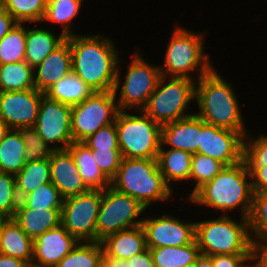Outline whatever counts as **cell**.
Here are the masks:
<instances>
[{"mask_svg":"<svg viewBox=\"0 0 267 267\" xmlns=\"http://www.w3.org/2000/svg\"><path fill=\"white\" fill-rule=\"evenodd\" d=\"M77 35L66 37L72 53V71L95 92L117 91L121 86L119 58L108 37Z\"/></svg>","mask_w":267,"mask_h":267,"instance_id":"cell-1","label":"cell"},{"mask_svg":"<svg viewBox=\"0 0 267 267\" xmlns=\"http://www.w3.org/2000/svg\"><path fill=\"white\" fill-rule=\"evenodd\" d=\"M196 101L205 123L239 132L247 139L239 103L232 86L213 68L196 81Z\"/></svg>","mask_w":267,"mask_h":267,"instance_id":"cell-2","label":"cell"},{"mask_svg":"<svg viewBox=\"0 0 267 267\" xmlns=\"http://www.w3.org/2000/svg\"><path fill=\"white\" fill-rule=\"evenodd\" d=\"M249 167L245 160L233 166H226L210 182L201 187L190 199L192 203L217 210H235L241 207L243 218H249L253 189ZM227 210V211H226Z\"/></svg>","mask_w":267,"mask_h":267,"instance_id":"cell-3","label":"cell"},{"mask_svg":"<svg viewBox=\"0 0 267 267\" xmlns=\"http://www.w3.org/2000/svg\"><path fill=\"white\" fill-rule=\"evenodd\" d=\"M110 186L135 198L145 209L155 201L169 199L172 193L157 159L123 158Z\"/></svg>","mask_w":267,"mask_h":267,"instance_id":"cell-4","label":"cell"},{"mask_svg":"<svg viewBox=\"0 0 267 267\" xmlns=\"http://www.w3.org/2000/svg\"><path fill=\"white\" fill-rule=\"evenodd\" d=\"M234 221L229 215L217 219L195 222V240L200 254L213 256L221 254H253L248 218Z\"/></svg>","mask_w":267,"mask_h":267,"instance_id":"cell-5","label":"cell"},{"mask_svg":"<svg viewBox=\"0 0 267 267\" xmlns=\"http://www.w3.org/2000/svg\"><path fill=\"white\" fill-rule=\"evenodd\" d=\"M203 35L175 26L172 37L166 49L164 66L160 67L161 75L169 77H186L195 80L191 72L200 70V79L208 74L213 66L209 63V55H205ZM200 67L199 69H196Z\"/></svg>","mask_w":267,"mask_h":267,"instance_id":"cell-6","label":"cell"},{"mask_svg":"<svg viewBox=\"0 0 267 267\" xmlns=\"http://www.w3.org/2000/svg\"><path fill=\"white\" fill-rule=\"evenodd\" d=\"M118 145L123 158L157 159L161 128L140 110V116L119 110L115 118Z\"/></svg>","mask_w":267,"mask_h":267,"instance_id":"cell-7","label":"cell"},{"mask_svg":"<svg viewBox=\"0 0 267 267\" xmlns=\"http://www.w3.org/2000/svg\"><path fill=\"white\" fill-rule=\"evenodd\" d=\"M161 76L155 91L150 95L141 111L161 126L187 118V105L196 97V80L186 77Z\"/></svg>","mask_w":267,"mask_h":267,"instance_id":"cell-8","label":"cell"},{"mask_svg":"<svg viewBox=\"0 0 267 267\" xmlns=\"http://www.w3.org/2000/svg\"><path fill=\"white\" fill-rule=\"evenodd\" d=\"M145 208L133 197L111 186L101 191V205L96 223V242L108 235L142 225L136 220Z\"/></svg>","mask_w":267,"mask_h":267,"instance_id":"cell-9","label":"cell"},{"mask_svg":"<svg viewBox=\"0 0 267 267\" xmlns=\"http://www.w3.org/2000/svg\"><path fill=\"white\" fill-rule=\"evenodd\" d=\"M119 109L113 91L95 92L72 106L71 132L73 142H83L100 128L115 122Z\"/></svg>","mask_w":267,"mask_h":267,"instance_id":"cell-10","label":"cell"},{"mask_svg":"<svg viewBox=\"0 0 267 267\" xmlns=\"http://www.w3.org/2000/svg\"><path fill=\"white\" fill-rule=\"evenodd\" d=\"M101 205V190L65 198L61 225L78 241H96V223Z\"/></svg>","mask_w":267,"mask_h":267,"instance_id":"cell-11","label":"cell"},{"mask_svg":"<svg viewBox=\"0 0 267 267\" xmlns=\"http://www.w3.org/2000/svg\"><path fill=\"white\" fill-rule=\"evenodd\" d=\"M161 76L158 66L148 64L137 53L129 64L125 81L122 83L117 101L118 109L127 110L138 107L141 110L155 91Z\"/></svg>","mask_w":267,"mask_h":267,"instance_id":"cell-12","label":"cell"},{"mask_svg":"<svg viewBox=\"0 0 267 267\" xmlns=\"http://www.w3.org/2000/svg\"><path fill=\"white\" fill-rule=\"evenodd\" d=\"M71 110V106L50 99L46 94L41 97L39 113L33 128L45 143L54 145V150L67 149L73 143ZM58 142L63 145L56 146Z\"/></svg>","mask_w":267,"mask_h":267,"instance_id":"cell-13","label":"cell"},{"mask_svg":"<svg viewBox=\"0 0 267 267\" xmlns=\"http://www.w3.org/2000/svg\"><path fill=\"white\" fill-rule=\"evenodd\" d=\"M199 154L233 166L244 160V137L236 131L207 124L201 119Z\"/></svg>","mask_w":267,"mask_h":267,"instance_id":"cell-14","label":"cell"},{"mask_svg":"<svg viewBox=\"0 0 267 267\" xmlns=\"http://www.w3.org/2000/svg\"><path fill=\"white\" fill-rule=\"evenodd\" d=\"M44 94L36 88L0 91V118L10 129L34 127Z\"/></svg>","mask_w":267,"mask_h":267,"instance_id":"cell-15","label":"cell"},{"mask_svg":"<svg viewBox=\"0 0 267 267\" xmlns=\"http://www.w3.org/2000/svg\"><path fill=\"white\" fill-rule=\"evenodd\" d=\"M182 222L166 214L159 218H144L142 227L147 248L176 247L192 243L195 240V222Z\"/></svg>","mask_w":267,"mask_h":267,"instance_id":"cell-16","label":"cell"},{"mask_svg":"<svg viewBox=\"0 0 267 267\" xmlns=\"http://www.w3.org/2000/svg\"><path fill=\"white\" fill-rule=\"evenodd\" d=\"M78 241L60 224L33 240L32 265L55 267Z\"/></svg>","mask_w":267,"mask_h":267,"instance_id":"cell-17","label":"cell"},{"mask_svg":"<svg viewBox=\"0 0 267 267\" xmlns=\"http://www.w3.org/2000/svg\"><path fill=\"white\" fill-rule=\"evenodd\" d=\"M49 164L51 182L64 199L90 191L81 178L75 160L68 149L54 150L50 155Z\"/></svg>","mask_w":267,"mask_h":267,"instance_id":"cell-18","label":"cell"},{"mask_svg":"<svg viewBox=\"0 0 267 267\" xmlns=\"http://www.w3.org/2000/svg\"><path fill=\"white\" fill-rule=\"evenodd\" d=\"M201 118L193 114L187 118L167 123L161 128V145H171L191 154L200 146Z\"/></svg>","mask_w":267,"mask_h":267,"instance_id":"cell-19","label":"cell"},{"mask_svg":"<svg viewBox=\"0 0 267 267\" xmlns=\"http://www.w3.org/2000/svg\"><path fill=\"white\" fill-rule=\"evenodd\" d=\"M35 88L45 93L55 82L72 71L70 44L65 40L34 68Z\"/></svg>","mask_w":267,"mask_h":267,"instance_id":"cell-20","label":"cell"},{"mask_svg":"<svg viewBox=\"0 0 267 267\" xmlns=\"http://www.w3.org/2000/svg\"><path fill=\"white\" fill-rule=\"evenodd\" d=\"M13 219L32 240H35L61 224V208H28L20 201Z\"/></svg>","mask_w":267,"mask_h":267,"instance_id":"cell-21","label":"cell"},{"mask_svg":"<svg viewBox=\"0 0 267 267\" xmlns=\"http://www.w3.org/2000/svg\"><path fill=\"white\" fill-rule=\"evenodd\" d=\"M105 258L127 260L146 248V235L142 225L108 235L100 241Z\"/></svg>","mask_w":267,"mask_h":267,"instance_id":"cell-22","label":"cell"},{"mask_svg":"<svg viewBox=\"0 0 267 267\" xmlns=\"http://www.w3.org/2000/svg\"><path fill=\"white\" fill-rule=\"evenodd\" d=\"M0 253L26 261L32 265L33 240L13 218H6L0 226Z\"/></svg>","mask_w":267,"mask_h":267,"instance_id":"cell-23","label":"cell"},{"mask_svg":"<svg viewBox=\"0 0 267 267\" xmlns=\"http://www.w3.org/2000/svg\"><path fill=\"white\" fill-rule=\"evenodd\" d=\"M76 163L81 178L90 190L103 191L111 184V180L97 166L91 149L83 142H73L67 148Z\"/></svg>","mask_w":267,"mask_h":267,"instance_id":"cell-24","label":"cell"},{"mask_svg":"<svg viewBox=\"0 0 267 267\" xmlns=\"http://www.w3.org/2000/svg\"><path fill=\"white\" fill-rule=\"evenodd\" d=\"M95 91L73 71L55 82L45 94L53 100L74 106L91 97Z\"/></svg>","mask_w":267,"mask_h":267,"instance_id":"cell-25","label":"cell"},{"mask_svg":"<svg viewBox=\"0 0 267 267\" xmlns=\"http://www.w3.org/2000/svg\"><path fill=\"white\" fill-rule=\"evenodd\" d=\"M65 40L66 37L62 33L56 37L44 28L26 29L25 61L34 68Z\"/></svg>","mask_w":267,"mask_h":267,"instance_id":"cell-26","label":"cell"},{"mask_svg":"<svg viewBox=\"0 0 267 267\" xmlns=\"http://www.w3.org/2000/svg\"><path fill=\"white\" fill-rule=\"evenodd\" d=\"M193 154L179 150H165L162 145L157 156L158 167L165 183L171 188L170 181L190 179Z\"/></svg>","mask_w":267,"mask_h":267,"instance_id":"cell-27","label":"cell"},{"mask_svg":"<svg viewBox=\"0 0 267 267\" xmlns=\"http://www.w3.org/2000/svg\"><path fill=\"white\" fill-rule=\"evenodd\" d=\"M16 192L19 200L40 186L51 182L49 159L29 161L15 175Z\"/></svg>","mask_w":267,"mask_h":267,"instance_id":"cell-28","label":"cell"},{"mask_svg":"<svg viewBox=\"0 0 267 267\" xmlns=\"http://www.w3.org/2000/svg\"><path fill=\"white\" fill-rule=\"evenodd\" d=\"M155 267H185L200 255L196 240L184 246L149 248Z\"/></svg>","mask_w":267,"mask_h":267,"instance_id":"cell-29","label":"cell"},{"mask_svg":"<svg viewBox=\"0 0 267 267\" xmlns=\"http://www.w3.org/2000/svg\"><path fill=\"white\" fill-rule=\"evenodd\" d=\"M34 88V70L25 60L0 64V91H23Z\"/></svg>","mask_w":267,"mask_h":267,"instance_id":"cell-30","label":"cell"},{"mask_svg":"<svg viewBox=\"0 0 267 267\" xmlns=\"http://www.w3.org/2000/svg\"><path fill=\"white\" fill-rule=\"evenodd\" d=\"M24 141L18 130L10 129L0 143V172L16 175L25 165Z\"/></svg>","mask_w":267,"mask_h":267,"instance_id":"cell-31","label":"cell"},{"mask_svg":"<svg viewBox=\"0 0 267 267\" xmlns=\"http://www.w3.org/2000/svg\"><path fill=\"white\" fill-rule=\"evenodd\" d=\"M102 257L103 248L100 242H78L55 267H96Z\"/></svg>","mask_w":267,"mask_h":267,"instance_id":"cell-32","label":"cell"},{"mask_svg":"<svg viewBox=\"0 0 267 267\" xmlns=\"http://www.w3.org/2000/svg\"><path fill=\"white\" fill-rule=\"evenodd\" d=\"M26 28L17 23L0 41V64L25 60Z\"/></svg>","mask_w":267,"mask_h":267,"instance_id":"cell-33","label":"cell"},{"mask_svg":"<svg viewBox=\"0 0 267 267\" xmlns=\"http://www.w3.org/2000/svg\"><path fill=\"white\" fill-rule=\"evenodd\" d=\"M83 0H58L47 1L46 11L43 21L62 23V34L65 37L72 36L70 30L72 19L76 17Z\"/></svg>","mask_w":267,"mask_h":267,"instance_id":"cell-34","label":"cell"},{"mask_svg":"<svg viewBox=\"0 0 267 267\" xmlns=\"http://www.w3.org/2000/svg\"><path fill=\"white\" fill-rule=\"evenodd\" d=\"M226 166L219 160L204 154H193L191 160L190 179H195V187L189 194L190 199L201 187L210 182Z\"/></svg>","mask_w":267,"mask_h":267,"instance_id":"cell-35","label":"cell"},{"mask_svg":"<svg viewBox=\"0 0 267 267\" xmlns=\"http://www.w3.org/2000/svg\"><path fill=\"white\" fill-rule=\"evenodd\" d=\"M47 0H4V9L18 23L43 22Z\"/></svg>","mask_w":267,"mask_h":267,"instance_id":"cell-36","label":"cell"},{"mask_svg":"<svg viewBox=\"0 0 267 267\" xmlns=\"http://www.w3.org/2000/svg\"><path fill=\"white\" fill-rule=\"evenodd\" d=\"M20 201L28 208L50 209L62 208L64 198L53 183L49 182L25 195Z\"/></svg>","mask_w":267,"mask_h":267,"instance_id":"cell-37","label":"cell"},{"mask_svg":"<svg viewBox=\"0 0 267 267\" xmlns=\"http://www.w3.org/2000/svg\"><path fill=\"white\" fill-rule=\"evenodd\" d=\"M17 130L26 147L23 151L25 162L50 158L54 151L53 147L45 143L33 127L18 128Z\"/></svg>","mask_w":267,"mask_h":267,"instance_id":"cell-38","label":"cell"},{"mask_svg":"<svg viewBox=\"0 0 267 267\" xmlns=\"http://www.w3.org/2000/svg\"><path fill=\"white\" fill-rule=\"evenodd\" d=\"M248 223L249 230L258 238L256 242L267 240V192L253 194Z\"/></svg>","mask_w":267,"mask_h":267,"instance_id":"cell-39","label":"cell"},{"mask_svg":"<svg viewBox=\"0 0 267 267\" xmlns=\"http://www.w3.org/2000/svg\"><path fill=\"white\" fill-rule=\"evenodd\" d=\"M19 202L15 175L0 172V216L13 218Z\"/></svg>","mask_w":267,"mask_h":267,"instance_id":"cell-40","label":"cell"},{"mask_svg":"<svg viewBox=\"0 0 267 267\" xmlns=\"http://www.w3.org/2000/svg\"><path fill=\"white\" fill-rule=\"evenodd\" d=\"M97 166L111 180L117 173L122 154L120 149H91Z\"/></svg>","mask_w":267,"mask_h":267,"instance_id":"cell-41","label":"cell"},{"mask_svg":"<svg viewBox=\"0 0 267 267\" xmlns=\"http://www.w3.org/2000/svg\"><path fill=\"white\" fill-rule=\"evenodd\" d=\"M90 149H120L115 122L100 128L83 141Z\"/></svg>","mask_w":267,"mask_h":267,"instance_id":"cell-42","label":"cell"},{"mask_svg":"<svg viewBox=\"0 0 267 267\" xmlns=\"http://www.w3.org/2000/svg\"><path fill=\"white\" fill-rule=\"evenodd\" d=\"M257 138L249 142L244 139V160L248 166H267V136Z\"/></svg>","mask_w":267,"mask_h":267,"instance_id":"cell-43","label":"cell"},{"mask_svg":"<svg viewBox=\"0 0 267 267\" xmlns=\"http://www.w3.org/2000/svg\"><path fill=\"white\" fill-rule=\"evenodd\" d=\"M113 267H155L149 248L127 260L119 258H106Z\"/></svg>","mask_w":267,"mask_h":267,"instance_id":"cell-44","label":"cell"},{"mask_svg":"<svg viewBox=\"0 0 267 267\" xmlns=\"http://www.w3.org/2000/svg\"><path fill=\"white\" fill-rule=\"evenodd\" d=\"M213 267H247L248 261H253V254H221L210 256Z\"/></svg>","mask_w":267,"mask_h":267,"instance_id":"cell-45","label":"cell"},{"mask_svg":"<svg viewBox=\"0 0 267 267\" xmlns=\"http://www.w3.org/2000/svg\"><path fill=\"white\" fill-rule=\"evenodd\" d=\"M254 193L267 192V166H248Z\"/></svg>","mask_w":267,"mask_h":267,"instance_id":"cell-46","label":"cell"},{"mask_svg":"<svg viewBox=\"0 0 267 267\" xmlns=\"http://www.w3.org/2000/svg\"><path fill=\"white\" fill-rule=\"evenodd\" d=\"M253 261L255 267H267V240L253 243Z\"/></svg>","mask_w":267,"mask_h":267,"instance_id":"cell-47","label":"cell"},{"mask_svg":"<svg viewBox=\"0 0 267 267\" xmlns=\"http://www.w3.org/2000/svg\"><path fill=\"white\" fill-rule=\"evenodd\" d=\"M17 23L15 18L5 9L0 11V41Z\"/></svg>","mask_w":267,"mask_h":267,"instance_id":"cell-48","label":"cell"},{"mask_svg":"<svg viewBox=\"0 0 267 267\" xmlns=\"http://www.w3.org/2000/svg\"><path fill=\"white\" fill-rule=\"evenodd\" d=\"M30 265L19 258L0 253V267H29Z\"/></svg>","mask_w":267,"mask_h":267,"instance_id":"cell-49","label":"cell"},{"mask_svg":"<svg viewBox=\"0 0 267 267\" xmlns=\"http://www.w3.org/2000/svg\"><path fill=\"white\" fill-rule=\"evenodd\" d=\"M195 267H213L212 258L210 256L200 254L196 258Z\"/></svg>","mask_w":267,"mask_h":267,"instance_id":"cell-50","label":"cell"},{"mask_svg":"<svg viewBox=\"0 0 267 267\" xmlns=\"http://www.w3.org/2000/svg\"><path fill=\"white\" fill-rule=\"evenodd\" d=\"M10 128L8 125L0 118V143L3 141L5 135L9 132Z\"/></svg>","mask_w":267,"mask_h":267,"instance_id":"cell-51","label":"cell"},{"mask_svg":"<svg viewBox=\"0 0 267 267\" xmlns=\"http://www.w3.org/2000/svg\"><path fill=\"white\" fill-rule=\"evenodd\" d=\"M96 267H113L112 264L103 256Z\"/></svg>","mask_w":267,"mask_h":267,"instance_id":"cell-52","label":"cell"},{"mask_svg":"<svg viewBox=\"0 0 267 267\" xmlns=\"http://www.w3.org/2000/svg\"><path fill=\"white\" fill-rule=\"evenodd\" d=\"M4 9V0H0V11Z\"/></svg>","mask_w":267,"mask_h":267,"instance_id":"cell-53","label":"cell"},{"mask_svg":"<svg viewBox=\"0 0 267 267\" xmlns=\"http://www.w3.org/2000/svg\"><path fill=\"white\" fill-rule=\"evenodd\" d=\"M4 219H5L4 217L0 216V226H1Z\"/></svg>","mask_w":267,"mask_h":267,"instance_id":"cell-54","label":"cell"},{"mask_svg":"<svg viewBox=\"0 0 267 267\" xmlns=\"http://www.w3.org/2000/svg\"><path fill=\"white\" fill-rule=\"evenodd\" d=\"M185 267H195V263L188 265V266H185Z\"/></svg>","mask_w":267,"mask_h":267,"instance_id":"cell-55","label":"cell"}]
</instances>
